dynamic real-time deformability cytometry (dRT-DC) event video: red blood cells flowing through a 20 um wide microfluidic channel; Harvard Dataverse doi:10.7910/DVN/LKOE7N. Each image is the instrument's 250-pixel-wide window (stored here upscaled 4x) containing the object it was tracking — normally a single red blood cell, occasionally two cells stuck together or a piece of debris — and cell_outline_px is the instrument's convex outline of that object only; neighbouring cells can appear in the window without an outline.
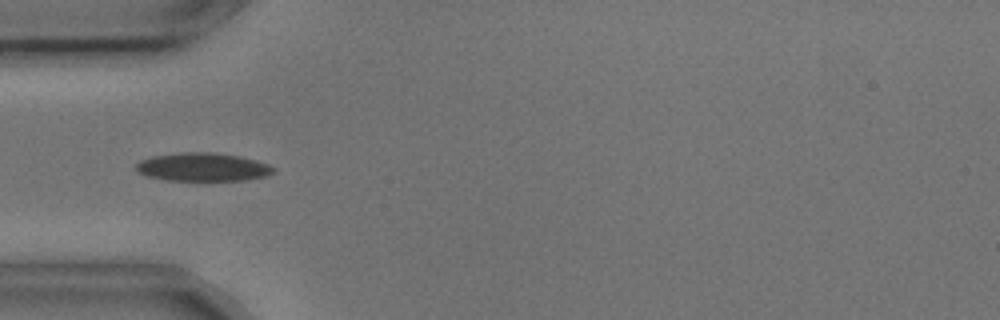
{"species": "common noctule bat (a hibernating species)", "species_latin": "Nyctalus noctula", "temperature_condition": "cold", "stored_images_in_passage": 8, "camera_frame_rate_fps": 3000, "um_per_image_px": 0.085, "animal": {"sex": "male", "body_mass_g": 17.9, "forearm_length_mm": 54.2}, "frame": {"image": 1, "passage_image": 4, "time_ms": 1.0, "image_size_px": [1000, 320], "cell_outline_px": [[276, 172], [268, 176], [244, 180], [168, 180], [148, 176], [140, 172], [136, 168], [136, 164], [140, 160], [152, 156], [184, 152], [208, 152], [240, 156], [256, 160], [268, 164], [276, 168]], "centroid_in_image_um": [17.29, 14.2], "position_along_channel_um": 67.7, "area_um2": 22.6}}
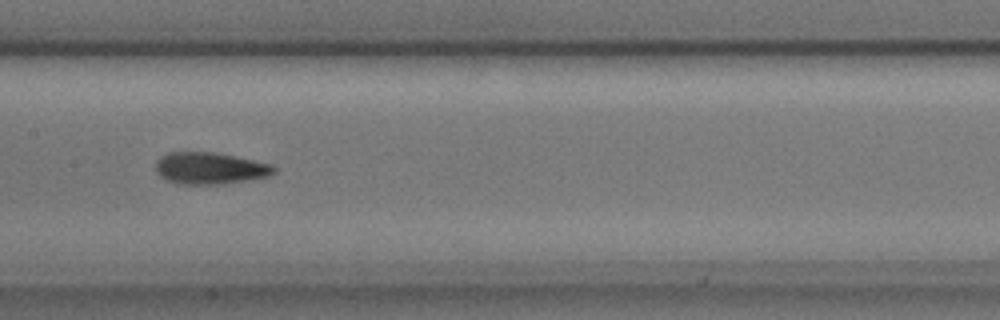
{"frame": {"image": 2, "passage_image": 7, "time_ms": 2.0, "image_size_px": [1000, 320], "cell_outline_px": [[276, 172], [268, 176], [220, 184], [176, 184], [164, 180], [156, 172], [156, 160], [160, 156], [168, 152], [216, 152], [236, 156], [272, 164], [276, 168]], "centroid_in_image_um": [17.8, 14.29], "position_along_channel_um": 189.6, "area_um2": 22.08}}
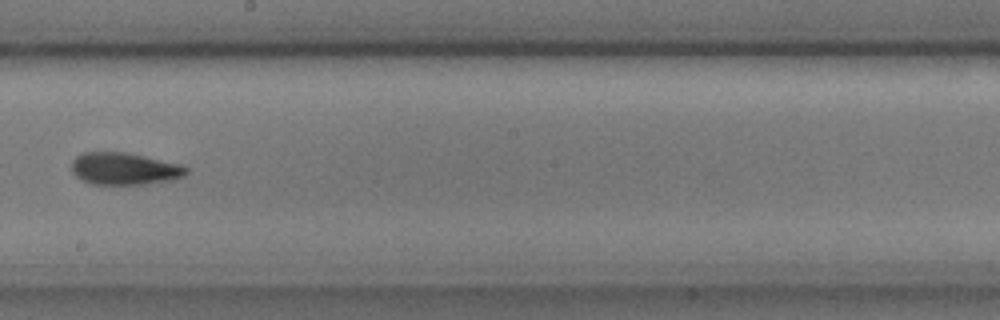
{"frame": {"image": 3, "passage_image": 8, "time_ms": 2.333, "image_size_px": [1000, 320], "cell_outline_px": [[188, 172], [184, 176], [172, 180], [144, 184], [92, 184], [80, 180], [72, 172], [72, 160], [76, 156], [84, 152], [124, 152], [184, 164], [188, 168]], "centroid_in_image_um": [10.59, 14.34], "position_along_channel_um": 237.6, "area_um2": 21.68}}